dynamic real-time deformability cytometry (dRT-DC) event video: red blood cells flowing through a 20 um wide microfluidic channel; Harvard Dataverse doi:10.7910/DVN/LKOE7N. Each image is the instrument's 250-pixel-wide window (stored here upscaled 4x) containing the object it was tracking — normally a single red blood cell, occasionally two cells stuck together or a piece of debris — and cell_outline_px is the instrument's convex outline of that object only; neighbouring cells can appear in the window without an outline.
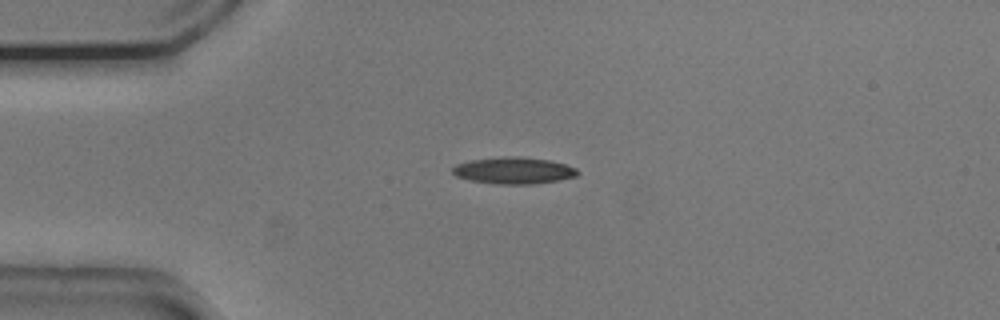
{"species": "common noctule bat (a hibernating species)", "species_latin": "Nyctalus noctula", "temperature_condition": "cold", "stored_images_in_passage": 31, "camera_frame_rate_fps": 3000, "um_per_image_px": 0.085, "animal": {"sex": "male", "body_mass_g": 20.5, "forearm_length_mm": 52.5}, "frame": {"image": 1, "passage_image": 1, "time_ms": 0.0, "image_size_px": [1000, 320], "cell_outline_px": [[580, 172], [576, 176], [560, 180], [536, 184], [496, 184], [468, 180], [456, 176], [452, 172], [452, 168], [456, 164], [472, 160], [508, 156], [520, 156], [548, 160], [564, 164], [576, 168]], "centroid_in_image_um": [43.67, 14.5], "position_along_channel_um": 41.3, "area_um2": 19.48}}
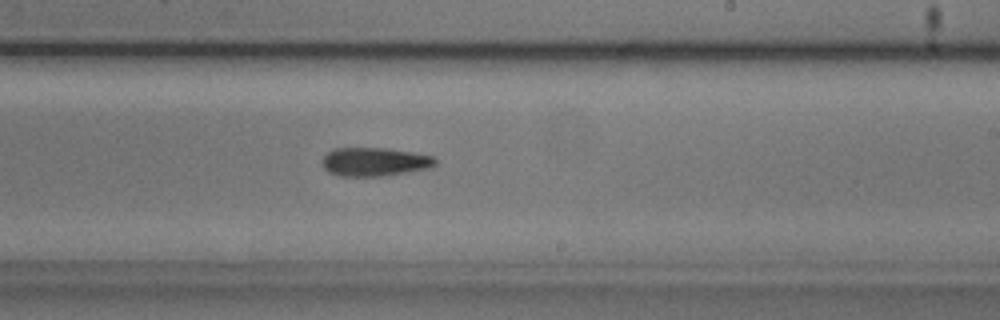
{"frame": {"image": 2, "passage_image": 20, "time_ms": 6.333, "image_size_px": [1000, 320], "cell_outline_px": [[436, 164], [432, 168], [380, 176], [340, 176], [328, 172], [324, 168], [324, 156], [332, 148], [388, 148], [436, 156]], "centroid_in_image_um": [31.88, 13.75], "position_along_channel_um": 257.1, "area_um2": 18.9}}
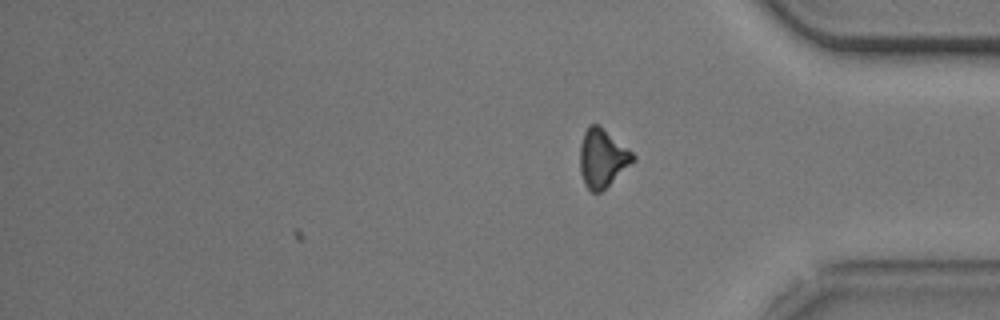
{"frame": {"image": 3, "passage_image": 31, "time_ms": 10.0, "image_size_px": [1000, 320], "cell_outline_px": [[636, 160], [600, 192], [592, 192], [584, 184], [580, 172], [580, 144], [584, 132], [588, 124], [600, 124], [632, 152], [636, 156]], "centroid_in_image_um": [51.19, 13.41], "position_along_channel_um": 384.0, "area_um2": 18.09}, "authors_computed_cell_mechanics": {"area_um2": 18.9584, "velocity_mm_per_s": 3.7749, "shape_relaxation_time_tau1_ms": 8.8773, "shape_relaxation_time_tau2_ms": null, "deformation_change_tau1": 0.2301, "deformation_change_tau2": null}}